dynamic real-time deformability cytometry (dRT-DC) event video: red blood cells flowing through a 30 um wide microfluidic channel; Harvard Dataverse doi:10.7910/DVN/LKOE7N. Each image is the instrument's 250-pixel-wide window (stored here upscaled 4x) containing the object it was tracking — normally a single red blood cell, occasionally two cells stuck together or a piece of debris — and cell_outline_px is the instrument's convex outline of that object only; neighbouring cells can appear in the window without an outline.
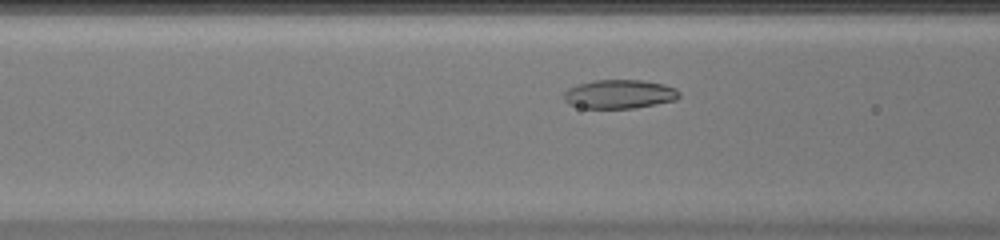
{"species": "common noctule bat (a hibernating species)", "species_latin": "Nyctalus noctula", "temperature_condition": "warm", "stored_images_in_passage": 40, "camera_frame_rate_fps": 3000, "um_per_image_px": 0.085, "animal": {"sex": "female", "body_mass_g": 20.0, "forearm_length_mm": 54.0}, "frame": {"image": 1, "passage_image": 10, "time_ms": 3.0, "image_size_px": [1000, 240], "cell_outline_px": [[680, 96], [676, 100], [632, 108], [580, 108], [568, 104], [564, 100], [564, 92], [568, 88], [576, 84], [592, 80], [640, 80], [664, 84], [676, 88], [680, 92]], "centroid_in_image_um": [52.62, 7.99], "position_along_channel_um": 114.0, "area_um2": 19.54}}
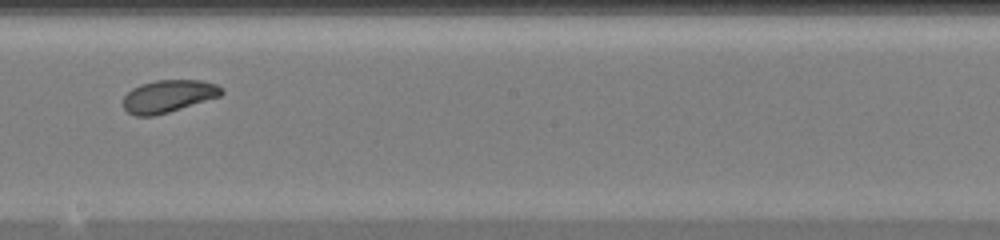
{"frame": {"image": 2, "passage_image": 19, "time_ms": 6.0, "image_size_px": [1000, 240], "cell_outline_px": [[224, 92], [220, 96], [168, 112], [152, 116], [136, 116], [128, 112], [124, 108], [124, 96], [132, 88], [140, 84], [156, 80], [200, 80], [216, 84], [224, 88]], "centroid_in_image_um": [14.32, 8.16], "position_along_channel_um": 233.9, "area_um2": 18.5}}
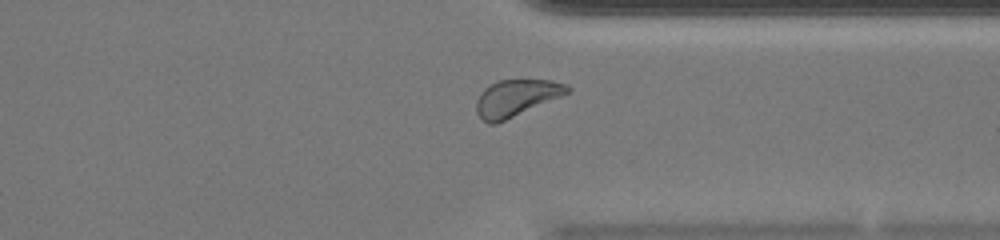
{"frame": {"image": 3, "passage_image": 29, "time_ms": 9.333, "image_size_px": [1000, 240], "cell_outline_px": [[572, 92], [496, 124], [488, 124], [476, 112], [476, 100], [480, 92], [484, 88], [500, 80], [552, 80], [568, 84], [572, 88]], "centroid_in_image_um": [43.92, 8.32], "position_along_channel_um": 367.5, "area_um2": 19.59}, "authors_computed_cell_mechanics": {"area_um2": 19.6809, "velocity_mm_per_s": 4.0104, "shape_relaxation_time_tau1_ms": 2.6528, "shape_relaxation_time_tau2_ms": 3.0945, "deformation_change_tau1": 0.092, "deformation_change_tau2": 0.0803}}